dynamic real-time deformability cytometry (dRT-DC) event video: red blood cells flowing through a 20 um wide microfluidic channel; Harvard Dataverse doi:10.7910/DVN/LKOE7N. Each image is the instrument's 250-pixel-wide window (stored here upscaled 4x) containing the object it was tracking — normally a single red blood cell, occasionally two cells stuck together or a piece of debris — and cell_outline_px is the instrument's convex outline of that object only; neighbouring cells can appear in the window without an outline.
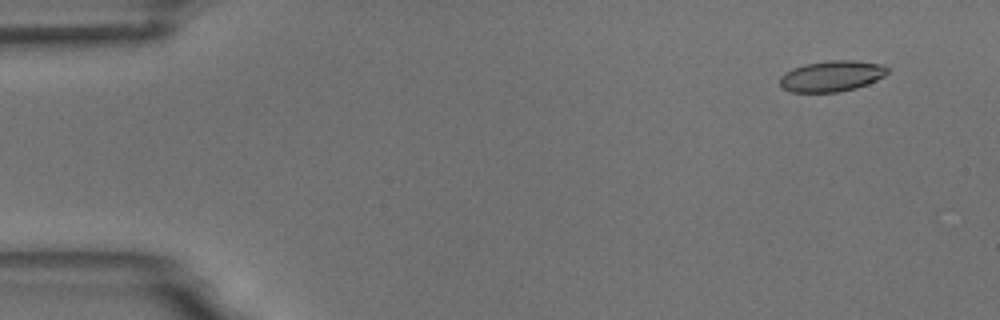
{"species": "common noctule bat (a hibernating species)", "species_latin": "Nyctalus noctula", "temperature_condition": "room temperature", "stored_images_in_passage": 7, "camera_frame_rate_fps": 3000, "um_per_image_px": 0.085, "animal": {"sex": "male", "body_mass_g": 18.8}, "frame": {"image": 1, "passage_image": 1, "time_ms": 0.0, "image_size_px": [1000, 320], "cell_outline_px": [[888, 72], [884, 76], [868, 84], [856, 88], [840, 92], [792, 92], [784, 88], [780, 84], [780, 76], [784, 72], [792, 68], [804, 64], [828, 60], [852, 60], [880, 64], [888, 68]], "centroid_in_image_um": [70.68, 6.46], "position_along_channel_um": 14.3, "area_um2": 19.42}}
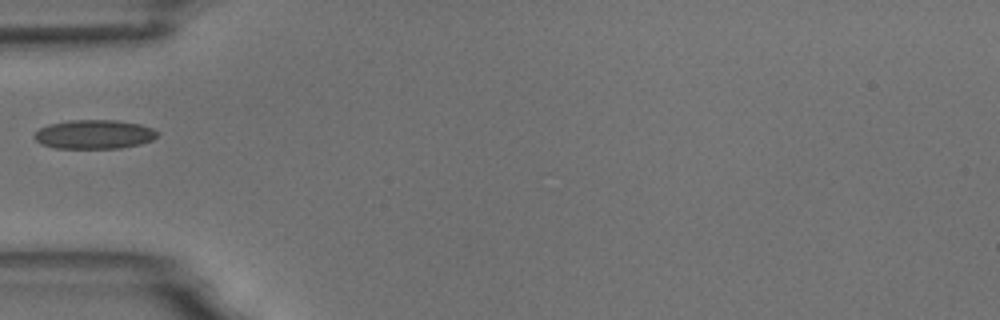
{"frame": {"image": 2, "passage_image": 5, "time_ms": 4.667, "image_size_px": [1000, 320], "cell_outline_px": [[160, 132], [152, 140], [140, 144], [120, 148], [56, 148], [40, 144], [32, 136], [40, 128], [48, 124], [68, 120], [116, 120], [140, 124], [152, 128]], "centroid_in_image_um": [7.99, 11.41], "position_along_channel_um": 77.0, "area_um2": 20.92}}
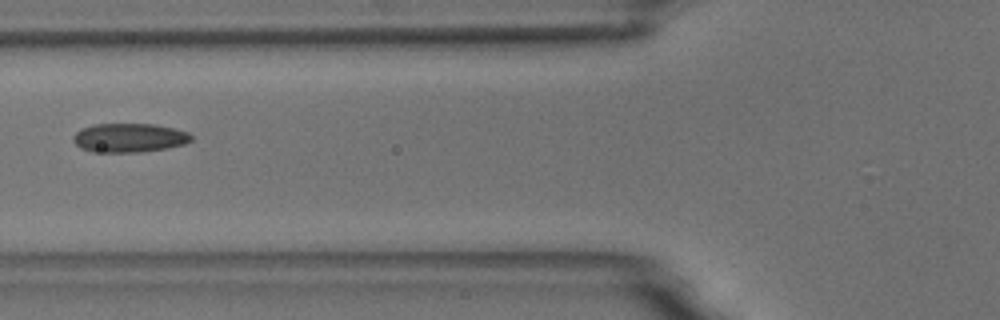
{"frame": {"image": 3, "passage_image": 6, "time_ms": 5.667, "image_size_px": [1000, 320], "cell_outline_px": [[192, 140], [184, 144], [168, 148], [140, 152], [92, 152], [80, 148], [72, 140], [72, 136], [80, 128], [96, 124], [152, 124], [172, 128], [188, 132], [192, 136]], "centroid_in_image_um": [10.95, 11.72], "position_along_channel_um": 114.8, "area_um2": 20.0}}